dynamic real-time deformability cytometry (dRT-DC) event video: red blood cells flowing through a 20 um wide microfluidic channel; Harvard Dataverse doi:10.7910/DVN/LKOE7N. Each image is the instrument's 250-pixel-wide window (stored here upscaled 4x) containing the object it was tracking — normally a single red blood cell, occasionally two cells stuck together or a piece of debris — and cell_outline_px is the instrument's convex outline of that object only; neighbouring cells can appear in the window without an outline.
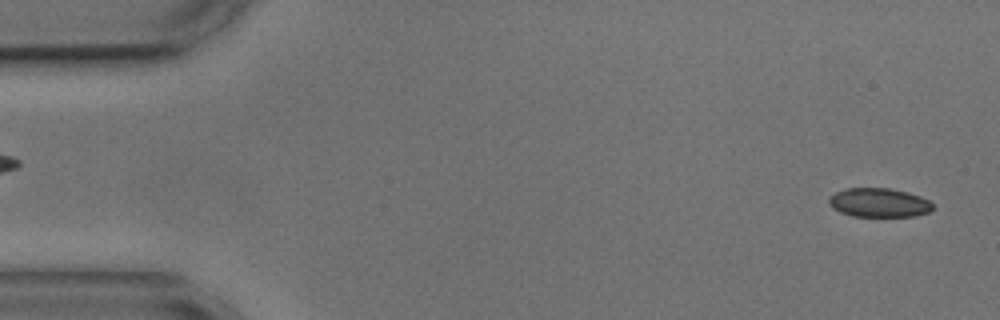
{"species": "common noctule bat (a hibernating species)", "species_latin": "Nyctalus noctula", "temperature_condition": "cold", "stored_images_in_passage": 13, "camera_frame_rate_fps": 3000, "um_per_image_px": 0.085, "animal": {"sex": "male", "body_mass_g": 17.9, "forearm_length_mm": 54.2}, "frame": {"image": 1, "passage_image": 2, "time_ms": 0.333, "image_size_px": [1000, 320], "cell_outline_px": [[932, 208], [928, 212], [916, 216], [852, 216], [840, 212], [832, 208], [828, 204], [828, 200], [836, 192], [848, 188], [888, 188], [908, 192], [920, 196], [928, 200], [932, 204]], "centroid_in_image_um": [74.7, 17.23], "position_along_channel_um": 10.3, "area_um2": 17.46}}